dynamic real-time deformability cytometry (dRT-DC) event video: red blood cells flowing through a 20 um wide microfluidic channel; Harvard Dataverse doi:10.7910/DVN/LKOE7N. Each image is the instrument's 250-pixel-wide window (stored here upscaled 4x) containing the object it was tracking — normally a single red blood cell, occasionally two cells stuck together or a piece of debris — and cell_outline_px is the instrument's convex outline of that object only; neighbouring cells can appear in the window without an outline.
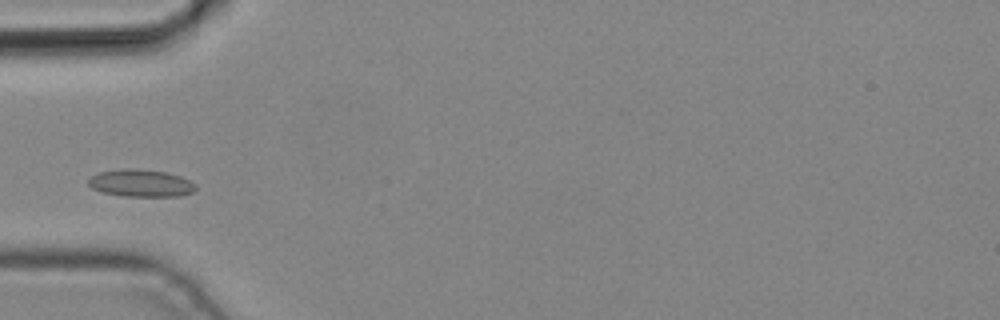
{"species": "common noctule bat (a hibernating species)", "species_latin": "Nyctalus noctula", "temperature_condition": "cold", "stored_images_in_passage": 2, "camera_frame_rate_fps": 3000, "um_per_image_px": 0.085, "animal": {"sex": "male", "body_mass_g": 19.2, "forearm_length_mm": 51.8}, "frame": {"image": 1, "passage_image": 2, "time_ms": 0.333, "image_size_px": [1000, 320], "cell_outline_px": [[196, 188], [192, 192], [180, 196], [124, 196], [104, 192], [92, 188], [88, 184], [88, 176], [100, 172], [124, 168], [136, 168], [168, 172], [180, 176], [196, 184]], "centroid_in_image_um": [11.96, 15.55], "position_along_channel_um": 73.0, "area_um2": 17.17}}